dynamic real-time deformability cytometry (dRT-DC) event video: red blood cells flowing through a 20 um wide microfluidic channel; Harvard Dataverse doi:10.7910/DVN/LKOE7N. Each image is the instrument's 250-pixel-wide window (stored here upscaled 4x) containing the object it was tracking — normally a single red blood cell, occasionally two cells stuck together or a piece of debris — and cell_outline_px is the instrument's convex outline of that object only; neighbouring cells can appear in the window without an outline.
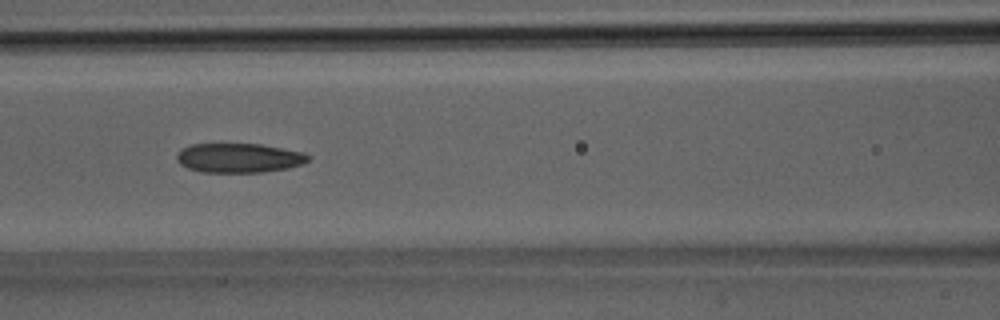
{"species": "Egyptian fruit bat (a non-hibernating species)", "species_latin": "Rousettus aegyptiacus", "temperature_condition": "room temperature", "stored_images_in_passage": 27, "camera_frame_rate_fps": 3000, "um_per_image_px": 0.085, "animal": {"sex": "male"}, "frame": {"image": 1, "passage_image": 6, "time_ms": 1.667, "image_size_px": [1000, 320], "cell_outline_px": [[312, 156], [304, 164], [288, 168], [264, 172], [200, 172], [188, 168], [180, 164], [176, 160], [176, 156], [180, 148], [192, 144], [260, 144], [304, 152]], "centroid_in_image_um": [20.31, 13.42], "position_along_channel_um": 146.3, "area_um2": 22.72}}
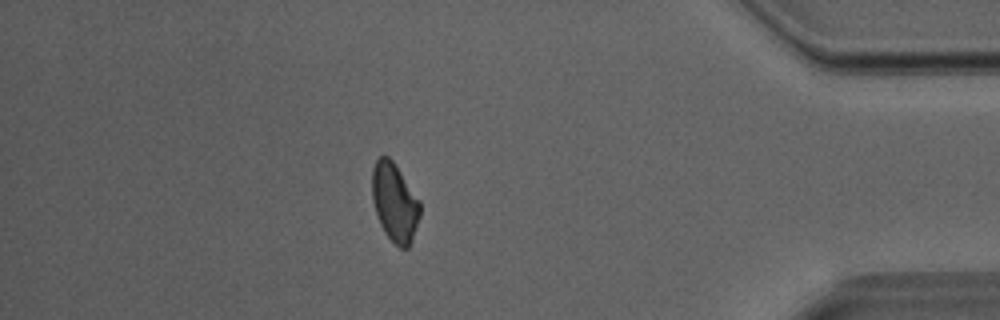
{"frame": {"image": 2, "passage_image": 22, "time_ms": 7.0, "image_size_px": [1000, 320], "cell_outline_px": [[420, 216], [412, 240], [408, 248], [400, 248], [384, 232], [380, 224], [372, 200], [372, 168], [376, 160], [380, 156], [388, 156], [392, 160], [420, 200]], "centroid_in_image_um": [33.54, 17.19], "position_along_channel_um": 401.7, "area_um2": 21.85}}
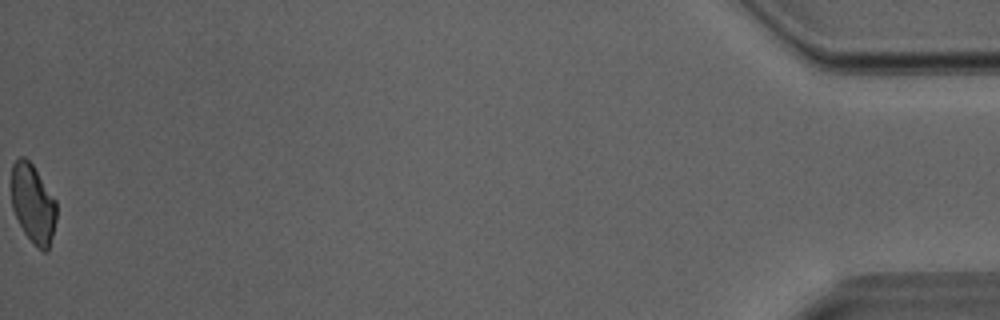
{"frame": {"image": 3, "passage_image": 27, "time_ms": 8.667, "image_size_px": [1000, 320], "cell_outline_px": [[56, 220], [48, 252], [44, 252], [24, 232], [12, 208], [12, 164], [20, 156], [24, 156], [32, 164], [56, 200]], "centroid_in_image_um": [2.81, 17.29], "position_along_channel_um": 432.4, "area_um2": 20.4}}